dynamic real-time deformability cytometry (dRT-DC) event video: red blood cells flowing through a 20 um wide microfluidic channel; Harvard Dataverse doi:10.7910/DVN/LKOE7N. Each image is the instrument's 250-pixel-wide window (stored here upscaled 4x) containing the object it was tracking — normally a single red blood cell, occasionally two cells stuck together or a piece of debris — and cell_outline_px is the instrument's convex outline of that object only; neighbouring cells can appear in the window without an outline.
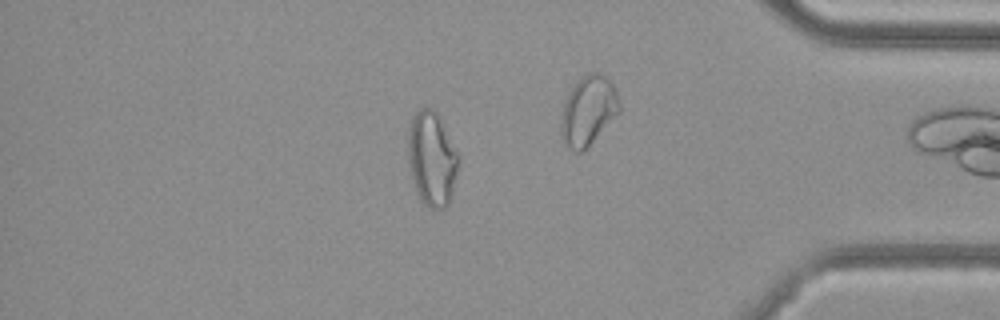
{"species": "common noctule bat (a hibernating species)", "species_latin": "Nyctalus noctula", "temperature_condition": "cold", "stored_images_in_passage": 38, "camera_frame_rate_fps": 3000, "um_per_image_px": 0.085, "animal": {"sex": "female", "body_mass_g": 29.2, "forearm_length_mm": 56.3}, "frame": {"image": 1, "passage_image": 33, "time_ms": 10.667, "image_size_px": [1000, 320], "cell_outline_px": [[460, 156], [452, 192], [448, 204], [440, 212], [428, 208], [420, 200], [416, 192], [408, 160], [408, 128], [412, 116], [420, 108], [432, 108], [440, 116]], "centroid_in_image_um": [36.71, 13.5], "position_along_channel_um": 398.5, "area_um2": 28.15}}